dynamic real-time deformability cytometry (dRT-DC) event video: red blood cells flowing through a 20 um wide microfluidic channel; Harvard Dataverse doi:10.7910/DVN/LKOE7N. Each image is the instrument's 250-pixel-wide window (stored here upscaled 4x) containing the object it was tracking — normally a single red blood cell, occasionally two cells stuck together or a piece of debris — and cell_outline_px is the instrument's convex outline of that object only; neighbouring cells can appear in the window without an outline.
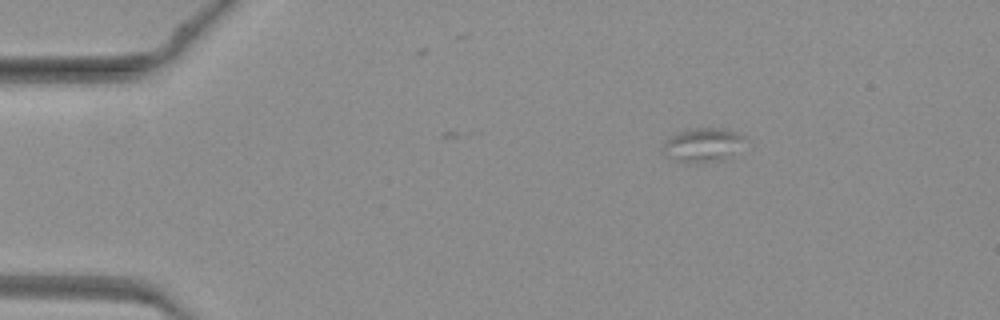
{"species": "common noctule bat (a hibernating species)", "species_latin": "Nyctalus noctula", "temperature_condition": "warm", "stored_images_in_passage": 40, "camera_frame_rate_fps": 3000, "um_per_image_px": 0.085, "animal": {"sex": "female", "body_mass_g": 19.3, "forearm_length_mm": 54.1}, "frame": {"image": 1, "passage_image": 1, "time_ms": 0.0, "image_size_px": [1000, 320], "cell_outline_px": [[744, 136], [728, 152], [716, 160], [680, 160], [664, 156], [660, 152], [660, 148], [664, 140], [688, 128], [724, 128], [736, 132]], "centroid_in_image_um": [59.51, 12.24], "position_along_channel_um": 25.5, "area_um2": 14.8}}
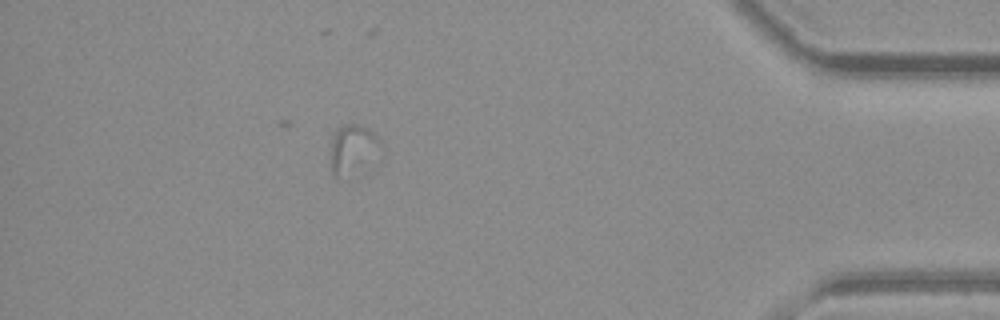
{"frame": {"image": 2, "passage_image": 35, "time_ms": 11.333, "image_size_px": [1000, 320], "cell_outline_px": [[384, 148], [340, 180], [336, 180], [332, 172], [328, 132], [344, 124], [356, 124], [368, 128], [380, 140]], "centroid_in_image_um": [29.87, 12.6], "position_along_channel_um": 405.3, "area_um2": 14.57}}